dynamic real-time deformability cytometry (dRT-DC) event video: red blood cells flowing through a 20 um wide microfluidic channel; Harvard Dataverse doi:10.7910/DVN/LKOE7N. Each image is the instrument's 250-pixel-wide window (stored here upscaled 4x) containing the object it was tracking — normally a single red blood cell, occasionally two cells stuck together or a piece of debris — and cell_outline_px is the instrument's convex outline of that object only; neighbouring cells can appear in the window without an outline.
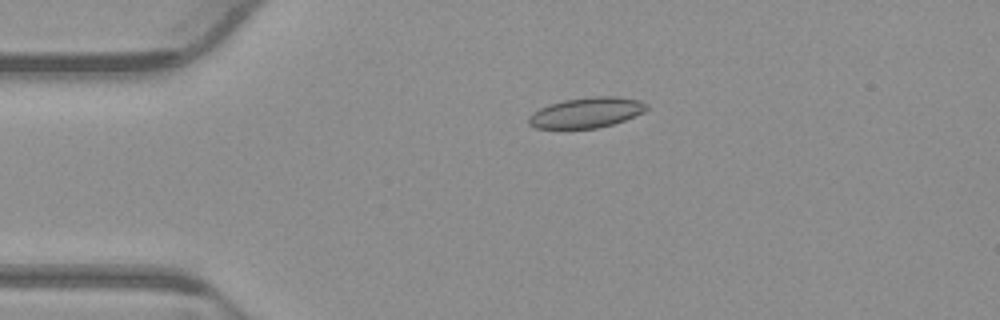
{"species": "common noctule bat (a hibernating species)", "species_latin": "Nyctalus noctula", "temperature_condition": "warm", "stored_images_in_passage": 43, "camera_frame_rate_fps": 3000, "um_per_image_px": 0.085, "animal": {"sex": "male", "body_mass_g": 23.1, "forearm_length_mm": 52.7}, "frame": {"image": 1, "passage_image": 1, "time_ms": 0.0, "image_size_px": [1000, 320], "cell_outline_px": [[648, 108], [644, 112], [624, 120], [612, 124], [596, 128], [536, 128], [528, 124], [528, 116], [532, 112], [548, 104], [564, 100], [592, 96], [616, 96], [640, 100], [648, 104]], "centroid_in_image_um": [49.84, 9.56], "position_along_channel_um": 35.2, "area_um2": 20.92}}
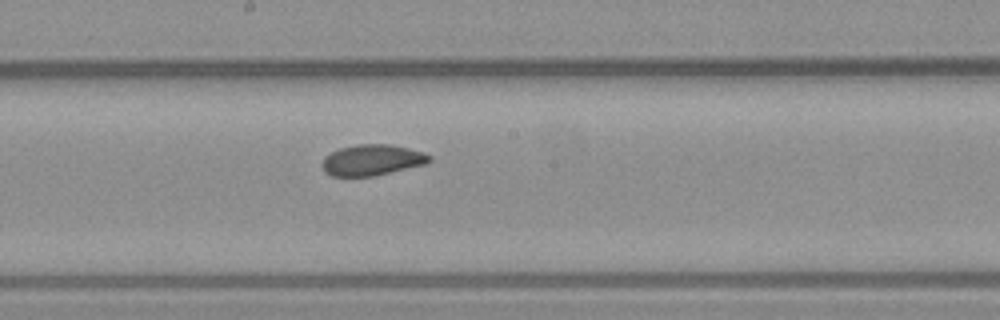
{"frame": {"image": 2, "passage_image": 18, "time_ms": 5.667, "image_size_px": [1000, 320], "cell_outline_px": [[432, 160], [424, 164], [372, 176], [332, 176], [324, 172], [320, 164], [324, 156], [340, 148], [360, 144], [388, 144], [408, 148], [424, 152], [432, 156]], "centroid_in_image_um": [31.59, 13.6], "position_along_channel_um": 216.6, "area_um2": 19.25}}
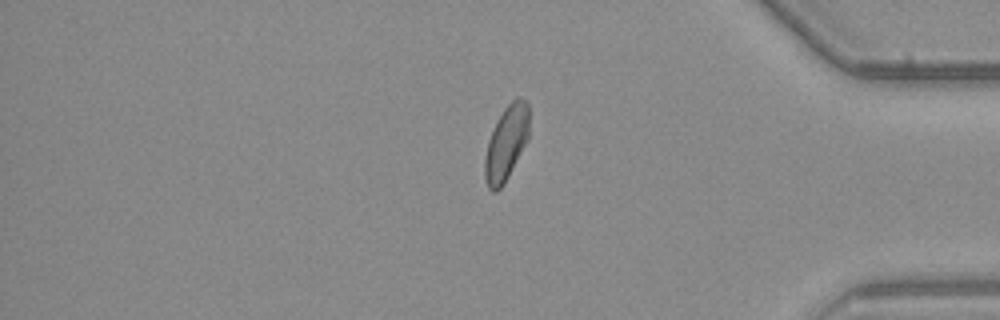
{"frame": {"image": 3, "passage_image": 34, "time_ms": 11.0, "image_size_px": [1000, 320], "cell_outline_px": [[528, 140], [504, 184], [496, 192], [492, 192], [488, 188], [484, 176], [484, 160], [488, 140], [496, 120], [504, 108], [516, 96], [520, 96], [528, 100]], "centroid_in_image_um": [43.03, 12.14], "position_along_channel_um": 392.2, "area_um2": 19.54}, "authors_computed_cell_mechanics": {"area_um2": 19.7098, "velocity_mm_per_s": 3.8296, "shape_relaxation_time_tau1_ms": 7.8009, "shape_relaxation_time_tau2_ms": 1.5326, "deformation_change_tau1": 0.1361, "deformation_change_tau2": 0.068}}